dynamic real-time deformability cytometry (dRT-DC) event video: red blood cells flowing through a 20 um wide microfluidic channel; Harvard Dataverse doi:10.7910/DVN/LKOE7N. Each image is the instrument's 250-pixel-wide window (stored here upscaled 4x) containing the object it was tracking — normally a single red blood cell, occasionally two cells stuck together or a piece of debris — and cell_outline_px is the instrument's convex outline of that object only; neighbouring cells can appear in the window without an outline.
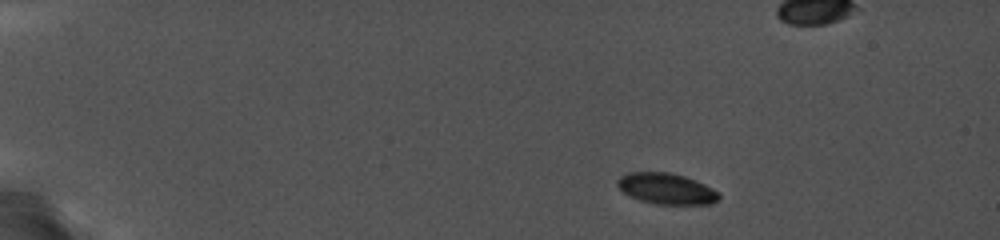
{"species": "common noctule bat (a hibernating species)", "species_latin": "Nyctalus noctula", "temperature_condition": "cold", "stored_images_in_passage": 43, "camera_frame_rate_fps": 5000, "um_per_image_px": 0.085, "animal": {"sex": "female", "body_mass_g": 19.0, "forearm_length_mm": 56.7}, "frame": {"image": 1, "passage_image": 1, "time_ms": 0.0, "image_size_px": [1000, 240], "cell_outline_px": [[720, 196], [712, 204], [656, 204], [640, 200], [624, 192], [616, 184], [620, 176], [628, 172], [668, 172], [684, 176], [704, 184], [712, 188]], "centroid_in_image_um": [56.63, 16.03], "position_along_channel_um": 28.4, "area_um2": 18.03}}
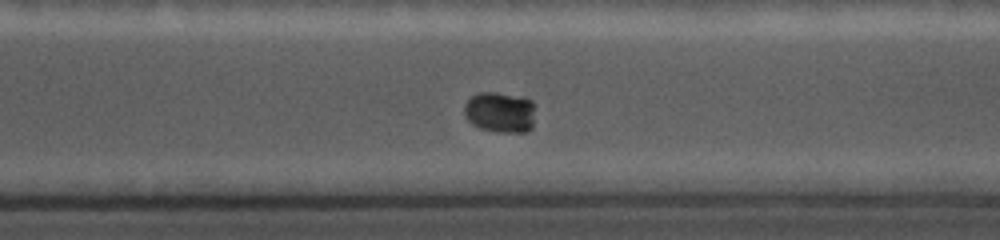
{"frame": {"image": 2, "passage_image": 33, "time_ms": 11.2, "image_size_px": [1000, 240], "cell_outline_px": [[536, 104], [532, 128], [528, 132], [496, 132], [480, 128], [472, 124], [468, 120], [464, 112], [464, 104], [476, 92], [492, 92], [532, 100]], "centroid_in_image_um": [42.52, 9.55], "position_along_channel_um": 328.1, "area_um2": 16.99}}
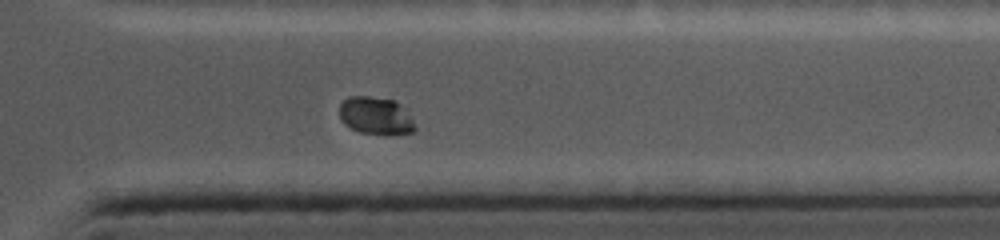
{"frame": {"image": 3, "passage_image": 37, "time_ms": 12.6, "image_size_px": [1000, 240], "cell_outline_px": [[416, 128], [412, 132], [392, 136], [384, 136], [360, 132], [344, 124], [340, 116], [340, 104], [348, 96], [368, 96], [392, 100], [412, 120]], "centroid_in_image_um": [31.9, 9.88], "position_along_channel_um": 379.5, "area_um2": 16.36}}